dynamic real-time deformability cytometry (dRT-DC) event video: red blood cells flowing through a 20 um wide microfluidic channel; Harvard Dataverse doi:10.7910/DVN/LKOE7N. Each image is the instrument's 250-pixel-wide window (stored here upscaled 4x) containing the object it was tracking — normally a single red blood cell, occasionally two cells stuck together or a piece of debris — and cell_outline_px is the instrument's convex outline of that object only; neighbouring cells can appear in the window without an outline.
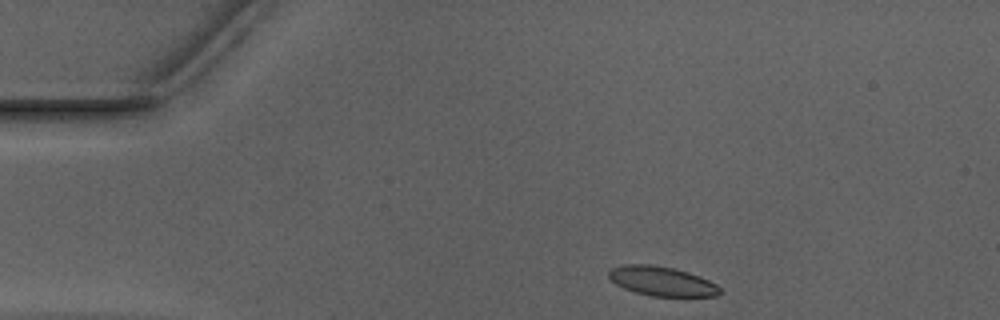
{"species": "Egyptian fruit bat (a non-hibernating species)", "species_latin": "Rousettus aegyptiacus", "temperature_condition": "warm", "stored_images_in_passage": 29, "camera_frame_rate_fps": 3000, "um_per_image_px": 0.085, "animal": {"sex": "male"}, "frame": {"image": 1, "passage_image": 1, "time_ms": 0.0, "image_size_px": [1000, 320], "cell_outline_px": [[720, 292], [716, 296], [652, 296], [636, 292], [624, 288], [616, 284], [608, 276], [608, 272], [612, 268], [624, 264], [648, 264], [672, 268], [688, 272], [700, 276], [716, 284], [720, 288]], "centroid_in_image_um": [56.24, 23.9], "position_along_channel_um": 28.8, "area_um2": 18.84}}
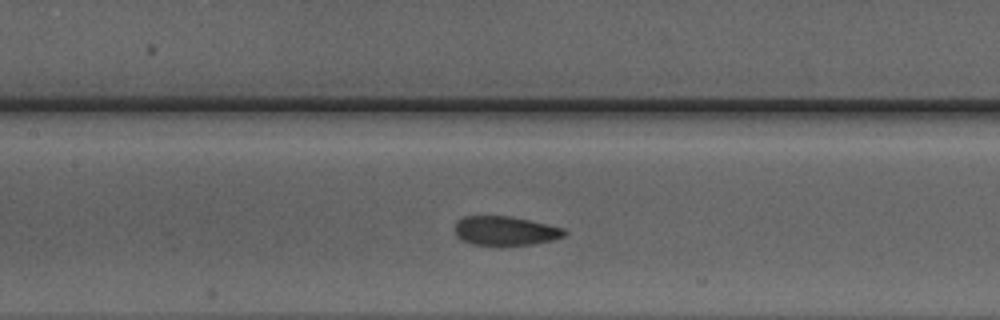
{"frame": {"image": 2, "passage_image": 16, "time_ms": 5.0, "image_size_px": [1000, 320], "cell_outline_px": [[568, 232], [564, 236], [552, 240], [532, 244], [500, 248], [472, 244], [456, 236], [452, 228], [456, 220], [464, 216], [512, 216], [564, 228]], "centroid_in_image_um": [42.9, 19.65], "position_along_channel_um": 164.5, "area_um2": 19.42}}
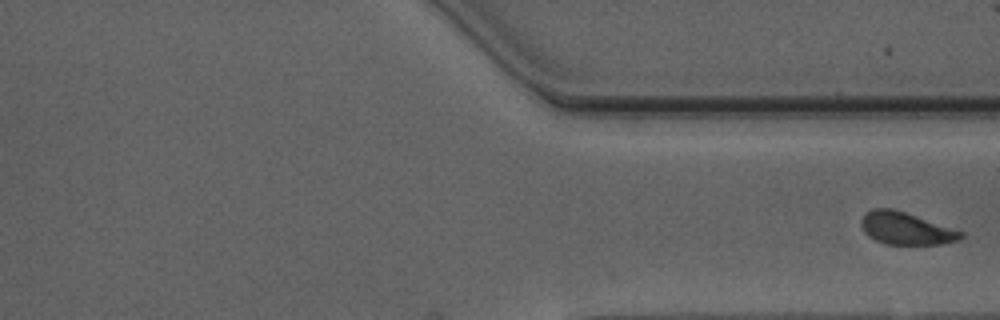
{"frame": {"image": 3, "passage_image": 29, "time_ms": 9.333, "image_size_px": [1000, 320], "cell_outline_px": [[964, 236], [956, 240], [940, 244], [884, 244], [868, 236], [864, 232], [860, 224], [860, 220], [872, 208], [892, 208], [964, 232]], "centroid_in_image_um": [76.96, 19.42], "position_along_channel_um": 334.4, "area_um2": 18.5}}